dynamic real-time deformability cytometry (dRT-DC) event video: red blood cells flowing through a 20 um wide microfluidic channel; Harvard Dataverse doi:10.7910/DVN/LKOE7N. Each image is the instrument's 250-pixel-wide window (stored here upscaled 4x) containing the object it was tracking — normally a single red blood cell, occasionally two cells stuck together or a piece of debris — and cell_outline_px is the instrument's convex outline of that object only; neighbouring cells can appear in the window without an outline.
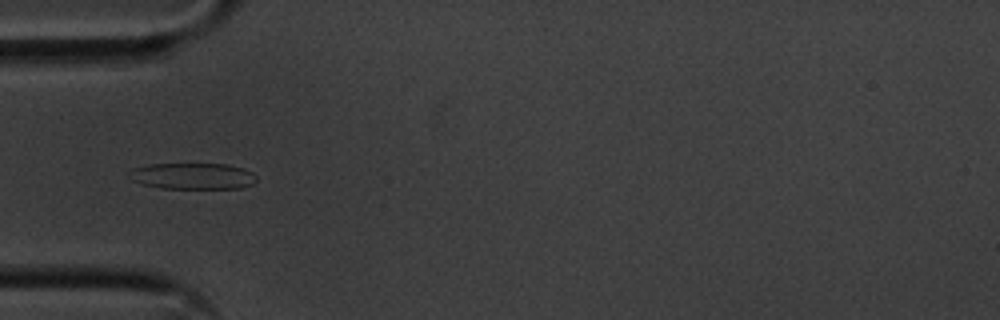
{"species": "common noctule bat (a hibernating species)", "species_latin": "Nyctalus noctula", "temperature_condition": "cold", "stored_images_in_passage": 40, "camera_frame_rate_fps": 3000, "um_per_image_px": 0.085, "animal": {"sex": "male", "body_mass_g": 20.1, "forearm_length_mm": 53.5}, "frame": {"image": 1, "passage_image": 2, "time_ms": 0.333, "image_size_px": [1000, 320], "cell_outline_px": [[256, 180], [252, 184], [240, 188], [160, 188], [144, 184], [132, 180], [132, 168], [148, 164], [228, 164], [244, 168], [252, 172], [256, 176]], "centroid_in_image_um": [16.43, 14.96], "position_along_channel_um": 68.6, "area_um2": 19.31}}
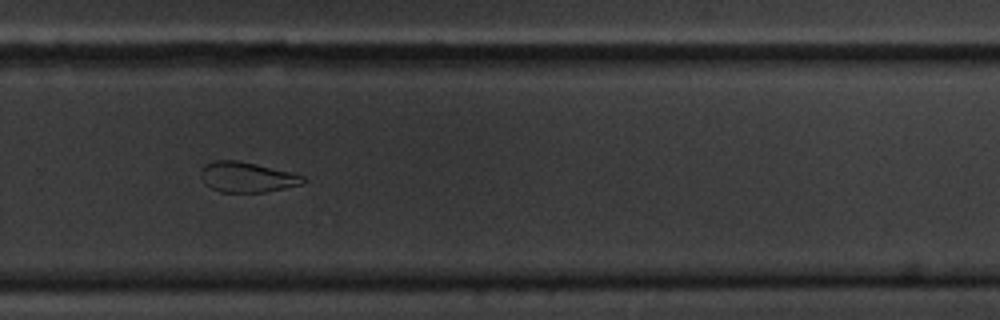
{"frame": {"image": 2, "passage_image": 22, "time_ms": 7.0, "image_size_px": [1000, 320], "cell_outline_px": [[304, 184], [264, 192], [220, 192], [204, 184], [200, 176], [200, 168], [204, 164], [216, 160], [236, 160], [296, 172], [304, 176]], "centroid_in_image_um": [20.99, 15.04], "position_along_channel_um": 308.8, "area_um2": 18.32}}
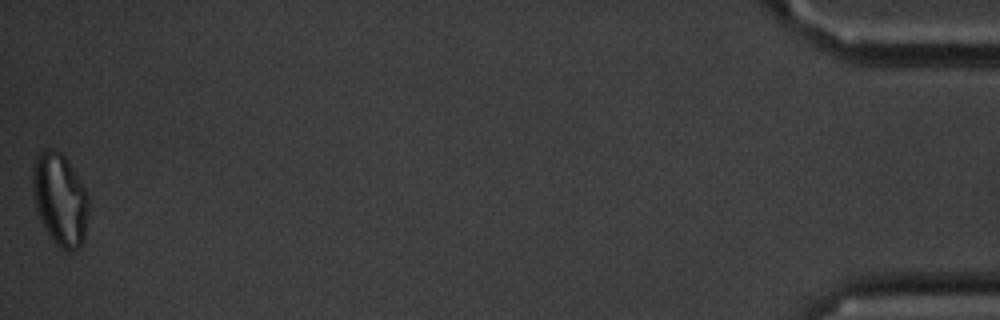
{"frame": {"image": 3, "passage_image": 40, "time_ms": 13.0, "image_size_px": [1000, 320], "cell_outline_px": [[88, 216], [84, 240], [80, 248], [72, 252], [68, 252], [60, 248], [56, 244], [48, 232], [36, 212], [32, 192], [32, 168], [36, 156], [44, 148], [52, 148], [60, 152], [68, 160], [80, 180], [88, 196]], "centroid_in_image_um": [5.09, 16.94], "position_along_channel_um": 430.1, "area_um2": 30.46}, "authors_computed_cell_mechanics": {"area_um2": 20.0566, "velocity_mm_per_s": 3.6005, "shape_relaxation_time_tau1_ms": 5.4071, "shape_relaxation_time_tau2_ms": 5.9064, "deformation_change_tau1": 0.1217, "deformation_change_tau2": 0.132}}